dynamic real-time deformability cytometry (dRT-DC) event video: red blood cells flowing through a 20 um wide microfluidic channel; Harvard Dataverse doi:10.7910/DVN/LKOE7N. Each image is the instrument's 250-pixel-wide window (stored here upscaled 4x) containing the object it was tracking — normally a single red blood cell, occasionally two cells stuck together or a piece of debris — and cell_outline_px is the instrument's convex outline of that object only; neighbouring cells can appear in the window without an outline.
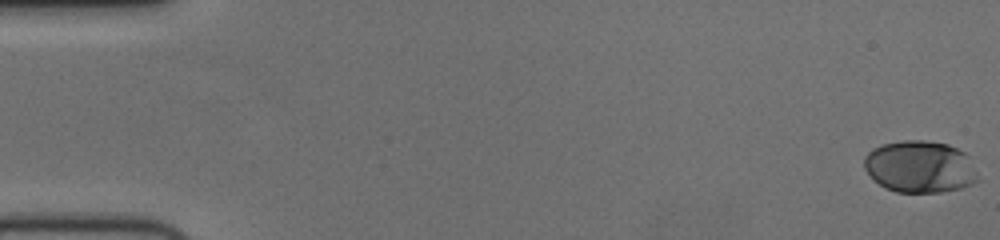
{"species": "human", "species_latin": "Homo sapiens", "temperature_condition": "cold", "stored_images_in_passage": 57, "camera_frame_rate_fps": 3000, "um_per_image_px": 0.085, "donor": {"sex": "female"}, "frame": {"image": 1, "passage_image": 1, "time_ms": 0.0, "image_size_px": [1000, 240], "cell_outline_px": [[976, 180], [960, 188], [940, 192], [896, 192], [880, 184], [864, 168], [864, 156], [872, 148], [880, 144], [904, 140], [924, 140], [948, 144], [964, 152], [976, 176]], "centroid_in_image_um": [78.12, 14.15], "position_along_channel_um": 6.9, "area_um2": 33.81}}
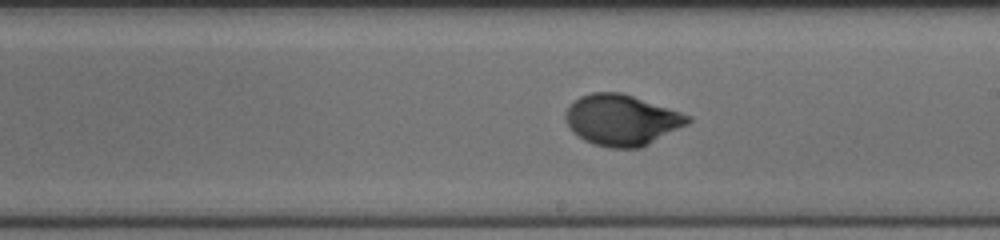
{"frame": {"image": 2, "passage_image": 33, "time_ms": 10.667, "image_size_px": [1000, 240], "cell_outline_px": [[692, 120], [688, 124], [640, 148], [608, 148], [592, 144], [584, 140], [572, 132], [564, 116], [564, 112], [580, 96], [592, 92], [620, 92], [692, 116]], "centroid_in_image_um": [52.83, 10.21], "position_along_channel_um": 236.2, "area_um2": 36.07}}
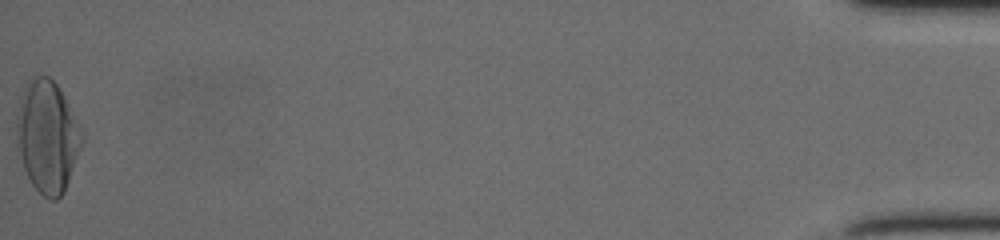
{"frame": {"image": 3, "passage_image": 57, "time_ms": 18.667, "image_size_px": [1000, 240], "cell_outline_px": [[84, 140], [64, 192], [56, 200], [52, 200], [44, 196], [32, 184], [24, 168], [16, 140], [16, 120], [20, 96], [28, 80], [32, 76], [48, 76], [56, 84], [84, 136]], "centroid_in_image_um": [4.0, 11.61], "position_along_channel_um": 431.2, "area_um2": 41.96}, "authors_computed_cell_mechanics": {"area_um2": 34.7956, "velocity_mm_per_s": 3.7009, "shape_relaxation_time_tau1_ms": 3.5973, "shape_relaxation_time_tau2_ms": null, "deformation_change_tau1": 0.1751, "deformation_change_tau2": null}}